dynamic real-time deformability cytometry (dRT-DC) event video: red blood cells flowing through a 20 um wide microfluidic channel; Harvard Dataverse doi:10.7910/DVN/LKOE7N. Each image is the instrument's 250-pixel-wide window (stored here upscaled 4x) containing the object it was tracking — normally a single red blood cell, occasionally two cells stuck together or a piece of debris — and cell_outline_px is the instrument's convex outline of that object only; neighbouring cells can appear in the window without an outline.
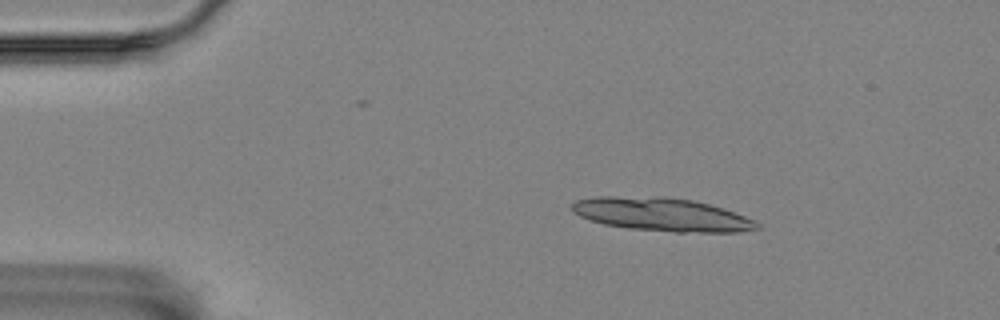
{"species": "Egyptian fruit bat (a non-hibernating species)", "species_latin": "Rousettus aegyptiacus", "temperature_condition": "room temperature", "stored_images_in_passage": 3, "camera_frame_rate_fps": 3000, "um_per_image_px": 0.085, "animal": {"sex": "female"}, "frame": {"image": 1, "passage_image": 1, "time_ms": 0.0, "image_size_px": [1000, 320], "cell_outline_px": [[760, 228], [736, 232], [676, 232], [628, 228], [604, 224], [580, 216], [572, 212], [572, 204], [576, 200], [596, 196], [664, 196], [692, 200], [708, 204], [744, 216], [760, 224]], "centroid_in_image_um": [56.21, 18.22], "position_along_channel_um": 28.8, "area_um2": 35.72}}